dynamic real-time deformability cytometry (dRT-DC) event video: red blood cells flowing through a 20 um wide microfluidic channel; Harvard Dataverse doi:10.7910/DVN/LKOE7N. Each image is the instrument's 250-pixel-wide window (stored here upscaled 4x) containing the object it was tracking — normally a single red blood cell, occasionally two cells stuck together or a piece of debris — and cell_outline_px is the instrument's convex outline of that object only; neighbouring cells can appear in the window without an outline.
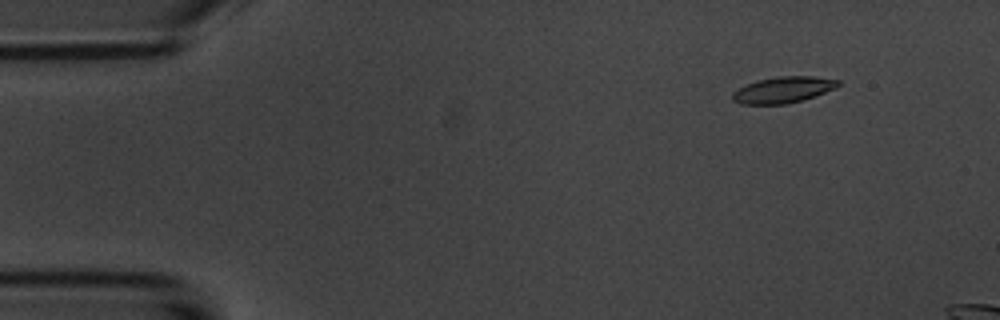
{"species": "common noctule bat (a hibernating species)", "species_latin": "Nyctalus noctula", "temperature_condition": "room temperature", "stored_images_in_passage": 6, "camera_frame_rate_fps": 3000, "um_per_image_px": 0.085, "animal": {"sex": "male", "body_mass_g": 20.1, "forearm_length_mm": 53.5}, "frame": {"image": 1, "passage_image": 2, "time_ms": 1.0, "image_size_px": [1000, 320], "cell_outline_px": [[840, 84], [836, 88], [804, 100], [788, 104], [740, 104], [732, 100], [732, 92], [756, 80], [780, 76], [812, 76], [840, 80]], "centroid_in_image_um": [66.58, 7.64], "position_along_channel_um": 18.4, "area_um2": 16.18}}
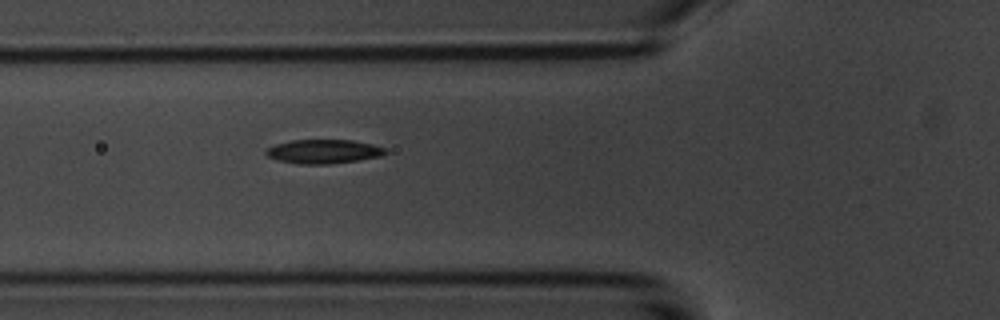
{"frame": {"image": 2, "passage_image": 6, "time_ms": 5.667, "image_size_px": [1000, 320], "cell_outline_px": [[388, 152], [380, 156], [356, 160], [328, 164], [300, 164], [280, 160], [268, 156], [264, 152], [268, 148], [276, 144], [292, 140], [352, 140], [372, 144], [384, 148]], "centroid_in_image_um": [27.5, 12.87], "position_along_channel_um": 98.3, "area_um2": 16.42}}